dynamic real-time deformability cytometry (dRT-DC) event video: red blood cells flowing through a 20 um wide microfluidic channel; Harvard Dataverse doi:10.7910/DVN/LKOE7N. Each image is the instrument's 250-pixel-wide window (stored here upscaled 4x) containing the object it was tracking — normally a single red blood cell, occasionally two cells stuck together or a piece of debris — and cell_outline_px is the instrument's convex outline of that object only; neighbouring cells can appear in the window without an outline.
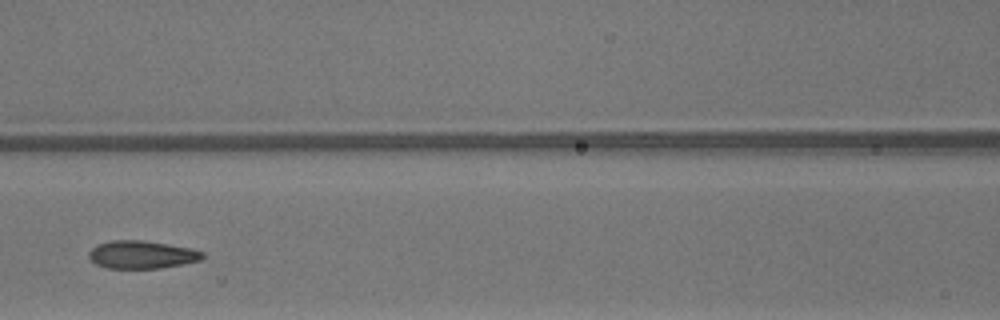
{"species": "common noctule bat (a hibernating species)", "species_latin": "Nyctalus noctula", "temperature_condition": "warm", "stored_images_in_passage": 24, "camera_frame_rate_fps": 3000, "um_per_image_px": 0.085, "animal": {"sex": "male", "body_mass_g": 13.3}, "frame": {"image": 1, "passage_image": 8, "time_ms": 2.333, "image_size_px": [1000, 320], "cell_outline_px": [[204, 256], [200, 260], [184, 264], [160, 268], [108, 268], [96, 264], [88, 256], [88, 252], [96, 244], [108, 240], [144, 240], [192, 248], [204, 252]], "centroid_in_image_um": [12.05, 21.63], "position_along_channel_um": 154.6, "area_um2": 18.61}, "authors_computed_cell_mechanics": {"area_um2": 18.7272, "velocity_mm_per_s": 4.2474, "shape_relaxation_time_tau1_ms": 7.1068, "shape_relaxation_time_tau2_ms": 1.1228, "deformation_change_tau1": 0.2036, "deformation_change_tau2": 0.075}}